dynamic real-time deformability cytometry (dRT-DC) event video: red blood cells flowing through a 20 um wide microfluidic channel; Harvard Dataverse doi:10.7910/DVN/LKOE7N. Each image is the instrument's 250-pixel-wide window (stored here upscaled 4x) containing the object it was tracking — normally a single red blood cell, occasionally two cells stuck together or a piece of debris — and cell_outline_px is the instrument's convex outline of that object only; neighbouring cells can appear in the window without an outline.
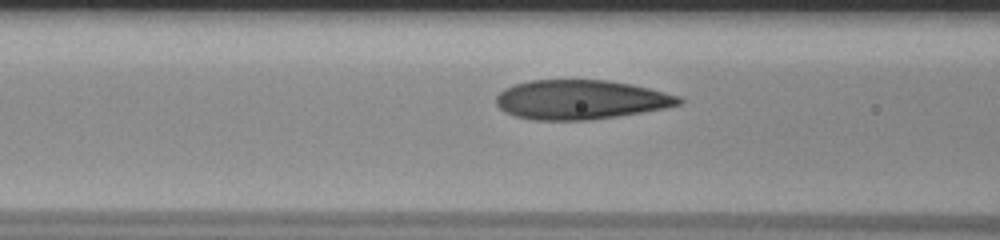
{"species": "human", "species_latin": "Homo sapiens", "temperature_condition": "room temperature", "stored_images_in_passage": 14, "camera_frame_rate_fps": 3000, "um_per_image_px": 0.085, "donor": {"sex": "male"}, "frame": {"image": 1, "passage_image": 8, "time_ms": 2.333, "image_size_px": [1000, 240], "cell_outline_px": [[684, 100], [680, 104], [664, 108], [616, 116], [588, 120], [532, 120], [516, 116], [504, 112], [496, 104], [496, 96], [504, 88], [516, 84], [532, 80], [608, 80], [632, 84], [680, 96]], "centroid_in_image_um": [49.33, 8.47], "position_along_channel_um": 117.3, "area_um2": 41.79}}